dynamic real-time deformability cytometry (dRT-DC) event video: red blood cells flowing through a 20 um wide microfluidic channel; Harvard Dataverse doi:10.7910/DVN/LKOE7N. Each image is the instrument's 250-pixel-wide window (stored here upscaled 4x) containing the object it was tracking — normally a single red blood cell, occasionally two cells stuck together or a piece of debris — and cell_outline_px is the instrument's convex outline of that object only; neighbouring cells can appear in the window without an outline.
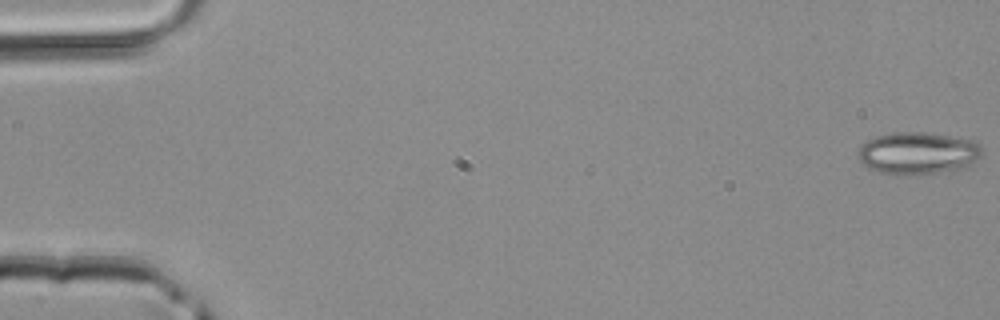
{"species": "common noctule bat (a hibernating species)", "species_latin": "Nyctalus noctula", "temperature_condition": "room temperature", "stored_images_in_passage": 4, "camera_frame_rate_fps": 3000, "um_per_image_px": 0.085, "animal": {"sex": "male", "body_mass_g": 20.4}, "frame": {"image": 1, "passage_image": 1, "time_ms": 0.0, "image_size_px": [1000, 320], "cell_outline_px": [[984, 148], [980, 160], [960, 168], [936, 172], [904, 176], [880, 172], [868, 168], [856, 156], [856, 152], [868, 140], [876, 136], [896, 132], [924, 132], [976, 140]], "centroid_in_image_um": [78.05, 13.01], "position_along_channel_um": 7.0, "area_um2": 30.69}}